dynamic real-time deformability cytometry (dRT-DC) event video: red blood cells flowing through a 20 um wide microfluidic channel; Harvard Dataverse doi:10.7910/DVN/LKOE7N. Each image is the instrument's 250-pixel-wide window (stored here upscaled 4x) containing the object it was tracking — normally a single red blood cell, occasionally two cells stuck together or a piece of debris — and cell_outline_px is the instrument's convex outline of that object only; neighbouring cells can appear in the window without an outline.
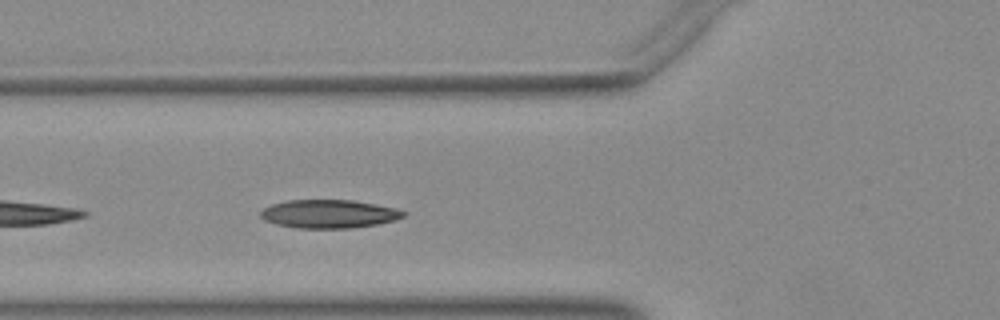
{"species": "Egyptian fruit bat (a non-hibernating species)", "species_latin": "Rousettus aegyptiacus", "temperature_condition": "warm", "stored_images_in_passage": 22, "camera_frame_rate_fps": 3000, "um_per_image_px": 0.085, "animal": {"sex": "female"}, "frame": {"image": 1, "passage_image": 4, "time_ms": 1.0, "image_size_px": [1000, 320], "cell_outline_px": [[408, 212], [404, 216], [396, 220], [376, 224], [352, 228], [296, 228], [276, 224], [264, 220], [260, 216], [260, 212], [264, 208], [272, 204], [288, 200], [352, 200], [376, 204], [396, 208]], "centroid_in_image_um": [27.97, 18.18], "position_along_channel_um": 97.8, "area_um2": 23.7}}
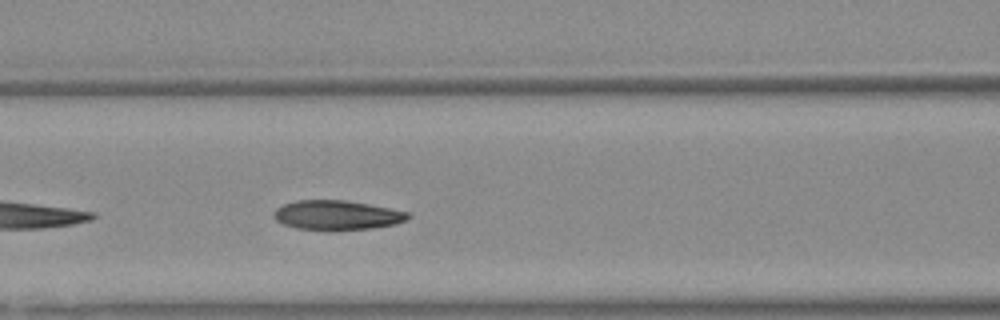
{"frame": {"image": 2, "passage_image": 7, "time_ms": 2.0, "image_size_px": [1000, 320], "cell_outline_px": [[412, 216], [408, 220], [396, 224], [372, 228], [332, 232], [296, 228], [284, 224], [276, 220], [272, 216], [272, 212], [276, 208], [284, 204], [296, 200], [344, 200], [368, 204], [408, 212]], "centroid_in_image_um": [28.63, 18.31], "position_along_channel_um": 138.0, "area_um2": 23.58}}
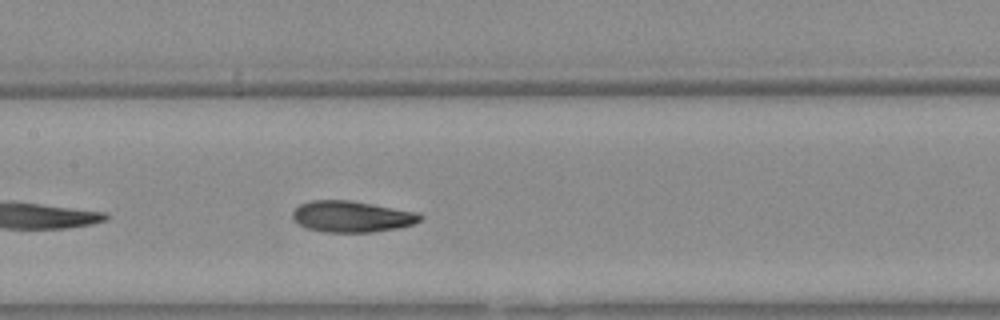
{"frame": {"image": 3, "passage_image": 10, "time_ms": 3.0, "image_size_px": [1000, 320], "cell_outline_px": [[424, 216], [416, 224], [400, 228], [372, 232], [324, 232], [308, 228], [300, 224], [292, 216], [292, 212], [300, 204], [312, 200], [352, 200], [416, 212]], "centroid_in_image_um": [29.94, 18.4], "position_along_channel_um": 177.5, "area_um2": 23.24}}